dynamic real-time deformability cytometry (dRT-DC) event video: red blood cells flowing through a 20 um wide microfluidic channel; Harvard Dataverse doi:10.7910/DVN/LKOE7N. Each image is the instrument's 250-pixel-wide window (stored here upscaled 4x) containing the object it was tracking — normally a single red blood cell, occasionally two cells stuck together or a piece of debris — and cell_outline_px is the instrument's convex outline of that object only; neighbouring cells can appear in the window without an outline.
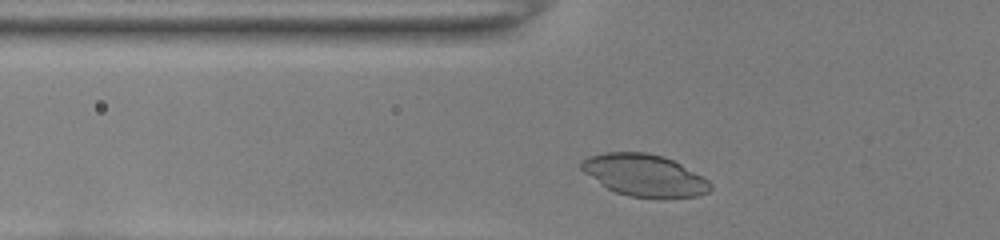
{"species": "common noctule bat (a hibernating species)", "species_latin": "Nyctalus noctula", "temperature_condition": "room temperature", "stored_images_in_passage": 29, "camera_frame_rate_fps": 3000, "um_per_image_px": 0.085, "animal": {"sex": "female", "body_mass_g": 22.0, "forearm_length_mm": 56.7}, "frame": {"image": 1, "passage_image": 3, "time_ms": 0.667, "image_size_px": [1000, 240], "cell_outline_px": [[712, 188], [708, 192], [696, 196], [664, 200], [656, 200], [628, 196], [616, 192], [608, 188], [584, 172], [580, 168], [580, 164], [588, 156], [604, 152], [644, 152], [664, 156], [704, 176], [712, 184]], "centroid_in_image_um": [54.83, 14.93], "position_along_channel_um": 71.0, "area_um2": 32.02}}
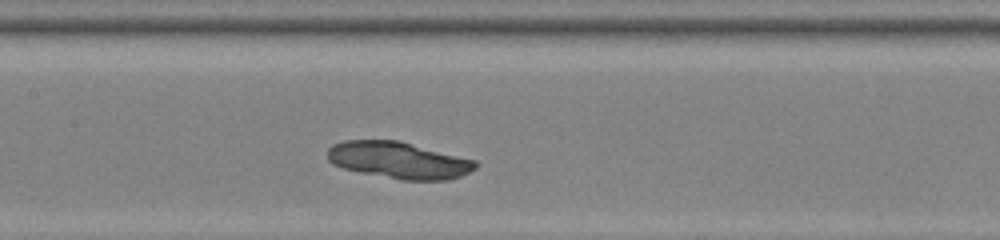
{"frame": {"image": 2, "passage_image": 11, "time_ms": 3.333, "image_size_px": [1000, 240], "cell_outline_px": [[476, 168], [460, 176], [448, 180], [400, 180], [360, 172], [344, 168], [332, 164], [328, 160], [328, 148], [332, 144], [344, 140], [400, 140], [476, 160]], "centroid_in_image_um": [33.88, 13.61], "position_along_channel_um": 173.5, "area_um2": 31.79}}
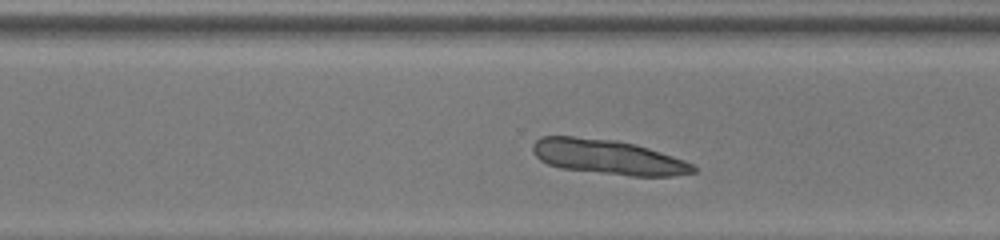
{"frame": {"image": 3, "passage_image": 22, "time_ms": 7.0, "image_size_px": [1000, 240], "cell_outline_px": [[696, 172], [672, 176], [632, 176], [560, 168], [548, 164], [540, 160], [532, 152], [532, 144], [540, 136], [572, 136], [616, 140], [636, 144], [684, 160], [692, 164], [696, 168]], "centroid_in_image_um": [51.65, 13.34], "position_along_channel_um": 319.0, "area_um2": 32.48}}